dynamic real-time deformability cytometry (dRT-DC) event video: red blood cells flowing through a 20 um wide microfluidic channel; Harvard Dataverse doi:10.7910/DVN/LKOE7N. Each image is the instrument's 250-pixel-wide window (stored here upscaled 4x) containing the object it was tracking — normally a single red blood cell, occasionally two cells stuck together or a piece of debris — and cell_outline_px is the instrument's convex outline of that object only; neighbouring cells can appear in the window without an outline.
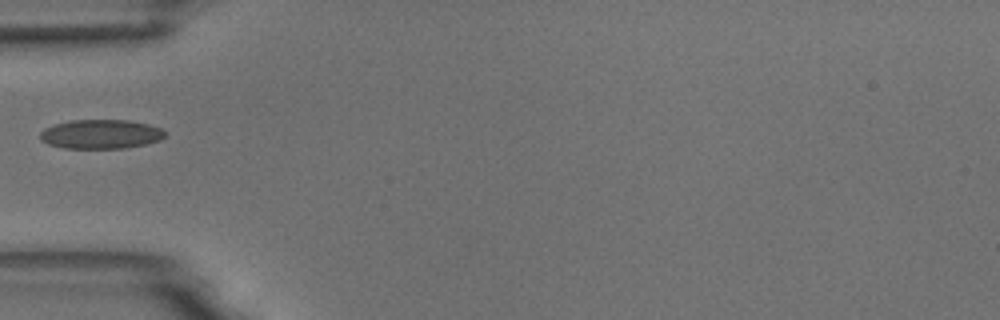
{"species": "common noctule bat (a hibernating species)", "species_latin": "Nyctalus noctula", "temperature_condition": "room temperature", "stored_images_in_passage": 2, "camera_frame_rate_fps": 3000, "um_per_image_px": 0.085, "animal": {"sex": "male", "body_mass_g": 18.8}, "frame": {"image": 1, "passage_image": 1, "time_ms": 0.0, "image_size_px": [1000, 320], "cell_outline_px": [[168, 132], [160, 140], [144, 144], [124, 148], [64, 148], [48, 144], [40, 140], [40, 132], [44, 128], [52, 124], [72, 120], [128, 120], [148, 124], [160, 128]], "centroid_in_image_um": [8.54, 11.39], "position_along_channel_um": 76.5, "area_um2": 21.33}}
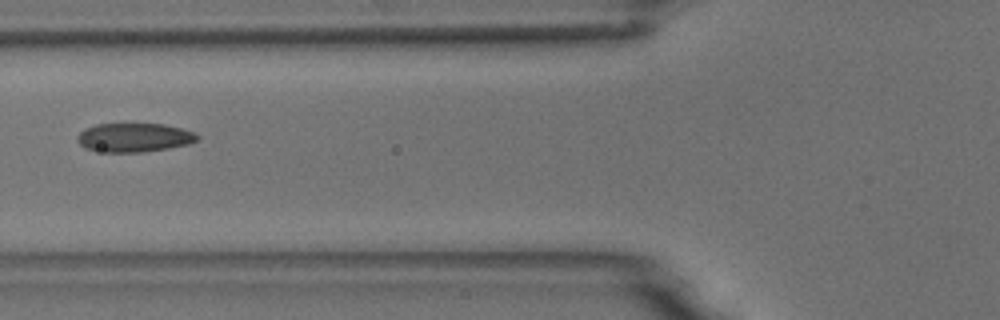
{"frame": {"image": 2, "passage_image": 2, "time_ms": 1.0, "image_size_px": [1000, 320], "cell_outline_px": [[200, 136], [196, 140], [188, 144], [168, 148], [144, 152], [104, 152], [84, 148], [76, 140], [76, 136], [84, 128], [96, 124], [164, 124], [196, 132]], "centroid_in_image_um": [11.38, 11.69], "position_along_channel_um": 114.4, "area_um2": 20.29}}